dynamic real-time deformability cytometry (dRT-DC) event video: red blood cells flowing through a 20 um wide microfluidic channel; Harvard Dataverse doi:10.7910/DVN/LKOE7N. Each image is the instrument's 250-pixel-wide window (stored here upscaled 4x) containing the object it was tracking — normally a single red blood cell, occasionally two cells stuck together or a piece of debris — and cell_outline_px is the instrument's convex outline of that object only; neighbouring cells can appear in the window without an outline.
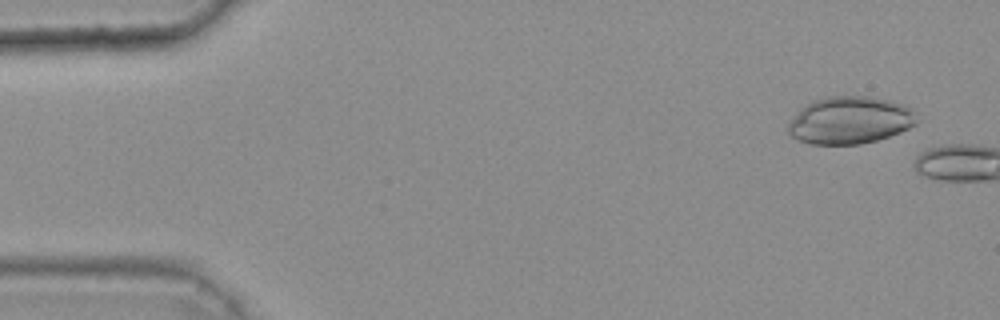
{"species": "common noctule bat (a hibernating species)", "species_latin": "Nyctalus noctula", "temperature_condition": "warm", "stored_images_in_passage": 4, "camera_frame_rate_fps": 3000, "um_per_image_px": 0.085, "animal": {"sex": "female", "body_mass_g": 25.1}, "frame": {"image": 1, "passage_image": 2, "time_ms": 0.333, "image_size_px": [1000, 320], "cell_outline_px": [[916, 124], [900, 132], [876, 140], [860, 144], [812, 144], [800, 140], [792, 136], [788, 132], [788, 124], [808, 104], [816, 100], [828, 96], [868, 96], [888, 100], [912, 108], [916, 120]], "centroid_in_image_um": [72.27, 10.23], "position_along_channel_um": 12.7, "area_um2": 34.8}}